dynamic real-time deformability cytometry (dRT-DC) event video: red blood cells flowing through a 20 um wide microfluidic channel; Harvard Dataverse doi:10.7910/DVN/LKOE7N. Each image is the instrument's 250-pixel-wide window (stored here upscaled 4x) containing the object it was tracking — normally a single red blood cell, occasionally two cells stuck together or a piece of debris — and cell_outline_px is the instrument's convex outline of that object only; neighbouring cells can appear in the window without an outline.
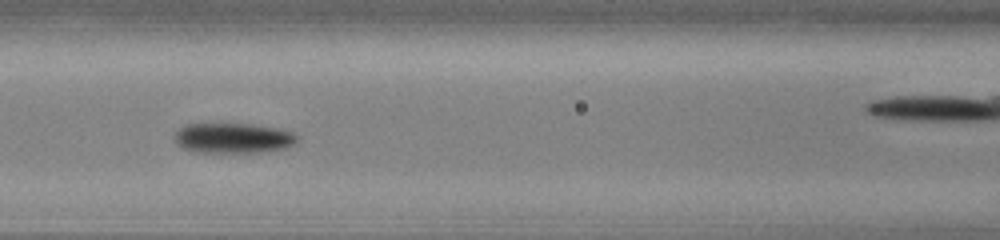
{"species": "common noctule bat (a hibernating species)", "species_latin": "Nyctalus noctula", "temperature_condition": "cold", "stored_images_in_passage": 39, "camera_frame_rate_fps": 3000, "um_per_image_px": 0.085, "animal": {"sex": "male", "body_mass_g": 13.0, "forearm_length_mm": 53.1}, "frame": {"image": 1, "passage_image": 8, "time_ms": 2.333, "image_size_px": [1000, 240], "cell_outline_px": [[296, 140], [292, 144], [284, 148], [260, 152], [196, 152], [180, 148], [176, 144], [172, 136], [180, 128], [188, 124], [252, 124], [276, 128], [292, 132], [296, 136]], "centroid_in_image_um": [19.73, 11.74], "position_along_channel_um": 146.9, "area_um2": 21.44}}
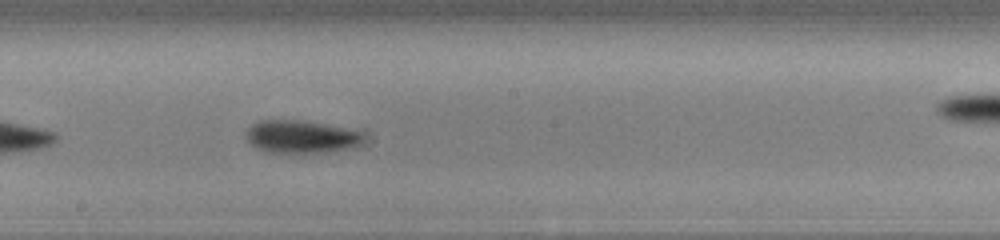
{"frame": {"image": 2, "passage_image": 14, "time_ms": 4.333, "image_size_px": [1000, 240], "cell_outline_px": [[364, 136], [356, 144], [348, 148], [324, 152], [264, 152], [256, 148], [244, 136], [248, 128], [252, 124], [260, 120], [300, 120], [324, 124], [344, 128], [356, 132]], "centroid_in_image_um": [25.46, 11.61], "position_along_channel_um": 222.7, "area_um2": 21.85}}
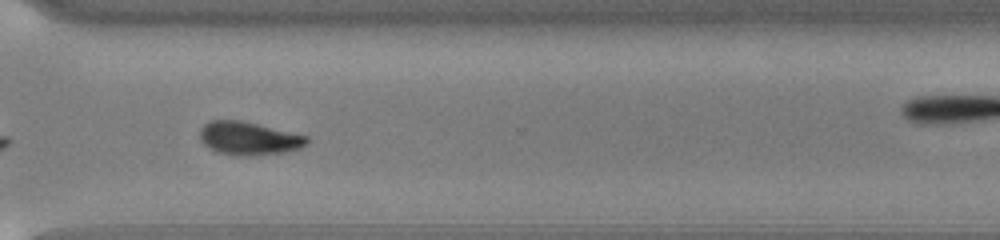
{"frame": {"image": 3, "passage_image": 24, "time_ms": 7.667, "image_size_px": [1000, 240], "cell_outline_px": [[308, 144], [300, 148], [284, 152], [256, 156], [244, 156], [216, 152], [204, 144], [200, 140], [200, 128], [208, 120], [240, 120], [308, 136]], "centroid_in_image_um": [21.13, 11.76], "position_along_channel_um": 349.5, "area_um2": 20.75}, "authors_computed_cell_mechanics": {"area_um2": 20.808, "velocity_mm_per_s": 3.8054, "shape_relaxation_time_tau1_ms": 1.9688, "shape_relaxation_time_tau2_ms": 9.9595, "deformation_change_tau1": 0.1256, "deformation_change_tau2": 0.1575}}